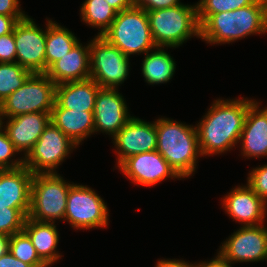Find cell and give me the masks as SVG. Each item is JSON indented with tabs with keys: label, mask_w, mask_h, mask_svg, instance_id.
<instances>
[{
	"label": "cell",
	"mask_w": 267,
	"mask_h": 267,
	"mask_svg": "<svg viewBox=\"0 0 267 267\" xmlns=\"http://www.w3.org/2000/svg\"><path fill=\"white\" fill-rule=\"evenodd\" d=\"M19 151L14 147V144L8 138L4 129L0 126V168L5 169H17L24 166V158L11 159Z\"/></svg>",
	"instance_id": "cell-31"
},
{
	"label": "cell",
	"mask_w": 267,
	"mask_h": 267,
	"mask_svg": "<svg viewBox=\"0 0 267 267\" xmlns=\"http://www.w3.org/2000/svg\"><path fill=\"white\" fill-rule=\"evenodd\" d=\"M247 185L267 204V164L248 173Z\"/></svg>",
	"instance_id": "cell-32"
},
{
	"label": "cell",
	"mask_w": 267,
	"mask_h": 267,
	"mask_svg": "<svg viewBox=\"0 0 267 267\" xmlns=\"http://www.w3.org/2000/svg\"><path fill=\"white\" fill-rule=\"evenodd\" d=\"M155 267H194V264L179 259H160Z\"/></svg>",
	"instance_id": "cell-39"
},
{
	"label": "cell",
	"mask_w": 267,
	"mask_h": 267,
	"mask_svg": "<svg viewBox=\"0 0 267 267\" xmlns=\"http://www.w3.org/2000/svg\"><path fill=\"white\" fill-rule=\"evenodd\" d=\"M16 62V45L14 31L0 36V63Z\"/></svg>",
	"instance_id": "cell-33"
},
{
	"label": "cell",
	"mask_w": 267,
	"mask_h": 267,
	"mask_svg": "<svg viewBox=\"0 0 267 267\" xmlns=\"http://www.w3.org/2000/svg\"><path fill=\"white\" fill-rule=\"evenodd\" d=\"M222 200L226 214L241 226L264 223L267 204L247 184L234 187Z\"/></svg>",
	"instance_id": "cell-16"
},
{
	"label": "cell",
	"mask_w": 267,
	"mask_h": 267,
	"mask_svg": "<svg viewBox=\"0 0 267 267\" xmlns=\"http://www.w3.org/2000/svg\"><path fill=\"white\" fill-rule=\"evenodd\" d=\"M33 175L26 166L1 170L0 204H9V208L21 209L28 216Z\"/></svg>",
	"instance_id": "cell-19"
},
{
	"label": "cell",
	"mask_w": 267,
	"mask_h": 267,
	"mask_svg": "<svg viewBox=\"0 0 267 267\" xmlns=\"http://www.w3.org/2000/svg\"><path fill=\"white\" fill-rule=\"evenodd\" d=\"M132 4H134L137 0H129Z\"/></svg>",
	"instance_id": "cell-42"
},
{
	"label": "cell",
	"mask_w": 267,
	"mask_h": 267,
	"mask_svg": "<svg viewBox=\"0 0 267 267\" xmlns=\"http://www.w3.org/2000/svg\"><path fill=\"white\" fill-rule=\"evenodd\" d=\"M147 15L156 46L177 48L191 37L200 38L197 4L147 11Z\"/></svg>",
	"instance_id": "cell-4"
},
{
	"label": "cell",
	"mask_w": 267,
	"mask_h": 267,
	"mask_svg": "<svg viewBox=\"0 0 267 267\" xmlns=\"http://www.w3.org/2000/svg\"><path fill=\"white\" fill-rule=\"evenodd\" d=\"M126 56L145 54L156 47L147 12L136 6L117 12L110 28L102 35Z\"/></svg>",
	"instance_id": "cell-5"
},
{
	"label": "cell",
	"mask_w": 267,
	"mask_h": 267,
	"mask_svg": "<svg viewBox=\"0 0 267 267\" xmlns=\"http://www.w3.org/2000/svg\"><path fill=\"white\" fill-rule=\"evenodd\" d=\"M249 98L217 99L196 124L202 156L226 153L239 143L249 106Z\"/></svg>",
	"instance_id": "cell-1"
},
{
	"label": "cell",
	"mask_w": 267,
	"mask_h": 267,
	"mask_svg": "<svg viewBox=\"0 0 267 267\" xmlns=\"http://www.w3.org/2000/svg\"><path fill=\"white\" fill-rule=\"evenodd\" d=\"M0 267H32L30 264L24 263L15 258L10 251L0 257Z\"/></svg>",
	"instance_id": "cell-37"
},
{
	"label": "cell",
	"mask_w": 267,
	"mask_h": 267,
	"mask_svg": "<svg viewBox=\"0 0 267 267\" xmlns=\"http://www.w3.org/2000/svg\"><path fill=\"white\" fill-rule=\"evenodd\" d=\"M117 167L132 183L144 187L154 186L167 178L181 179L157 150L128 157Z\"/></svg>",
	"instance_id": "cell-13"
},
{
	"label": "cell",
	"mask_w": 267,
	"mask_h": 267,
	"mask_svg": "<svg viewBox=\"0 0 267 267\" xmlns=\"http://www.w3.org/2000/svg\"><path fill=\"white\" fill-rule=\"evenodd\" d=\"M27 215L9 204H0V234L13 235L23 230Z\"/></svg>",
	"instance_id": "cell-30"
},
{
	"label": "cell",
	"mask_w": 267,
	"mask_h": 267,
	"mask_svg": "<svg viewBox=\"0 0 267 267\" xmlns=\"http://www.w3.org/2000/svg\"><path fill=\"white\" fill-rule=\"evenodd\" d=\"M6 125L0 121V126L6 132L14 147L24 152L25 157L38 141L45 127L50 122V113H27L7 118ZM4 124V125H3Z\"/></svg>",
	"instance_id": "cell-17"
},
{
	"label": "cell",
	"mask_w": 267,
	"mask_h": 267,
	"mask_svg": "<svg viewBox=\"0 0 267 267\" xmlns=\"http://www.w3.org/2000/svg\"><path fill=\"white\" fill-rule=\"evenodd\" d=\"M19 6V0H0V14L5 16H27Z\"/></svg>",
	"instance_id": "cell-35"
},
{
	"label": "cell",
	"mask_w": 267,
	"mask_h": 267,
	"mask_svg": "<svg viewBox=\"0 0 267 267\" xmlns=\"http://www.w3.org/2000/svg\"><path fill=\"white\" fill-rule=\"evenodd\" d=\"M55 98L56 84L45 73H32L0 103V121L27 113H51Z\"/></svg>",
	"instance_id": "cell-6"
},
{
	"label": "cell",
	"mask_w": 267,
	"mask_h": 267,
	"mask_svg": "<svg viewBox=\"0 0 267 267\" xmlns=\"http://www.w3.org/2000/svg\"><path fill=\"white\" fill-rule=\"evenodd\" d=\"M267 32V0H257L237 10L211 14L200 25V38L209 44H225Z\"/></svg>",
	"instance_id": "cell-2"
},
{
	"label": "cell",
	"mask_w": 267,
	"mask_h": 267,
	"mask_svg": "<svg viewBox=\"0 0 267 267\" xmlns=\"http://www.w3.org/2000/svg\"><path fill=\"white\" fill-rule=\"evenodd\" d=\"M50 121L78 146L95 133L93 112L65 109L56 101L50 113Z\"/></svg>",
	"instance_id": "cell-21"
},
{
	"label": "cell",
	"mask_w": 267,
	"mask_h": 267,
	"mask_svg": "<svg viewBox=\"0 0 267 267\" xmlns=\"http://www.w3.org/2000/svg\"><path fill=\"white\" fill-rule=\"evenodd\" d=\"M157 151L181 178L195 172L198 157L202 156L196 126L186 125L169 118L155 121Z\"/></svg>",
	"instance_id": "cell-3"
},
{
	"label": "cell",
	"mask_w": 267,
	"mask_h": 267,
	"mask_svg": "<svg viewBox=\"0 0 267 267\" xmlns=\"http://www.w3.org/2000/svg\"><path fill=\"white\" fill-rule=\"evenodd\" d=\"M55 223L39 222L26 218L23 230L30 237L39 258L48 266L62 257L57 251L59 241L58 228Z\"/></svg>",
	"instance_id": "cell-23"
},
{
	"label": "cell",
	"mask_w": 267,
	"mask_h": 267,
	"mask_svg": "<svg viewBox=\"0 0 267 267\" xmlns=\"http://www.w3.org/2000/svg\"><path fill=\"white\" fill-rule=\"evenodd\" d=\"M257 0H199L197 2L198 21L201 25L211 14L229 12L251 5Z\"/></svg>",
	"instance_id": "cell-29"
},
{
	"label": "cell",
	"mask_w": 267,
	"mask_h": 267,
	"mask_svg": "<svg viewBox=\"0 0 267 267\" xmlns=\"http://www.w3.org/2000/svg\"><path fill=\"white\" fill-rule=\"evenodd\" d=\"M94 132H102L112 138L132 118L126 100L118 89L100 88L93 110Z\"/></svg>",
	"instance_id": "cell-15"
},
{
	"label": "cell",
	"mask_w": 267,
	"mask_h": 267,
	"mask_svg": "<svg viewBox=\"0 0 267 267\" xmlns=\"http://www.w3.org/2000/svg\"><path fill=\"white\" fill-rule=\"evenodd\" d=\"M114 10L121 12L129 9L133 4L129 0H105Z\"/></svg>",
	"instance_id": "cell-40"
},
{
	"label": "cell",
	"mask_w": 267,
	"mask_h": 267,
	"mask_svg": "<svg viewBox=\"0 0 267 267\" xmlns=\"http://www.w3.org/2000/svg\"><path fill=\"white\" fill-rule=\"evenodd\" d=\"M77 146L50 121L33 148L23 157L24 166L33 174L58 173V166Z\"/></svg>",
	"instance_id": "cell-9"
},
{
	"label": "cell",
	"mask_w": 267,
	"mask_h": 267,
	"mask_svg": "<svg viewBox=\"0 0 267 267\" xmlns=\"http://www.w3.org/2000/svg\"><path fill=\"white\" fill-rule=\"evenodd\" d=\"M112 139L115 152L118 154L117 166L128 157L155 151L157 149L155 121L146 122L133 116Z\"/></svg>",
	"instance_id": "cell-14"
},
{
	"label": "cell",
	"mask_w": 267,
	"mask_h": 267,
	"mask_svg": "<svg viewBox=\"0 0 267 267\" xmlns=\"http://www.w3.org/2000/svg\"><path fill=\"white\" fill-rule=\"evenodd\" d=\"M79 42L77 37L64 26L59 25L56 21L47 19L46 24V71L57 60L64 55Z\"/></svg>",
	"instance_id": "cell-25"
},
{
	"label": "cell",
	"mask_w": 267,
	"mask_h": 267,
	"mask_svg": "<svg viewBox=\"0 0 267 267\" xmlns=\"http://www.w3.org/2000/svg\"><path fill=\"white\" fill-rule=\"evenodd\" d=\"M194 267H232L229 262L224 261L218 254L212 260L202 261L197 264L194 263Z\"/></svg>",
	"instance_id": "cell-38"
},
{
	"label": "cell",
	"mask_w": 267,
	"mask_h": 267,
	"mask_svg": "<svg viewBox=\"0 0 267 267\" xmlns=\"http://www.w3.org/2000/svg\"><path fill=\"white\" fill-rule=\"evenodd\" d=\"M26 16H5L0 14V36L14 31L16 24Z\"/></svg>",
	"instance_id": "cell-36"
},
{
	"label": "cell",
	"mask_w": 267,
	"mask_h": 267,
	"mask_svg": "<svg viewBox=\"0 0 267 267\" xmlns=\"http://www.w3.org/2000/svg\"><path fill=\"white\" fill-rule=\"evenodd\" d=\"M45 74L56 84L90 79L89 43L80 41L62 58L54 62Z\"/></svg>",
	"instance_id": "cell-20"
},
{
	"label": "cell",
	"mask_w": 267,
	"mask_h": 267,
	"mask_svg": "<svg viewBox=\"0 0 267 267\" xmlns=\"http://www.w3.org/2000/svg\"><path fill=\"white\" fill-rule=\"evenodd\" d=\"M100 88L91 78L58 84L56 85L55 101L65 109L93 112Z\"/></svg>",
	"instance_id": "cell-22"
},
{
	"label": "cell",
	"mask_w": 267,
	"mask_h": 267,
	"mask_svg": "<svg viewBox=\"0 0 267 267\" xmlns=\"http://www.w3.org/2000/svg\"><path fill=\"white\" fill-rule=\"evenodd\" d=\"M90 78L101 88L118 89L129 75V59L104 37L95 36L89 42Z\"/></svg>",
	"instance_id": "cell-8"
},
{
	"label": "cell",
	"mask_w": 267,
	"mask_h": 267,
	"mask_svg": "<svg viewBox=\"0 0 267 267\" xmlns=\"http://www.w3.org/2000/svg\"><path fill=\"white\" fill-rule=\"evenodd\" d=\"M16 62L32 73L46 72V28L40 29L30 16L20 20L14 28Z\"/></svg>",
	"instance_id": "cell-12"
},
{
	"label": "cell",
	"mask_w": 267,
	"mask_h": 267,
	"mask_svg": "<svg viewBox=\"0 0 267 267\" xmlns=\"http://www.w3.org/2000/svg\"><path fill=\"white\" fill-rule=\"evenodd\" d=\"M108 217L106 203L95 190L86 185L72 183L67 195L64 221L77 230L103 229L108 226Z\"/></svg>",
	"instance_id": "cell-10"
},
{
	"label": "cell",
	"mask_w": 267,
	"mask_h": 267,
	"mask_svg": "<svg viewBox=\"0 0 267 267\" xmlns=\"http://www.w3.org/2000/svg\"><path fill=\"white\" fill-rule=\"evenodd\" d=\"M9 251L15 258L32 267H48L37 255L30 237L24 230L10 236Z\"/></svg>",
	"instance_id": "cell-28"
},
{
	"label": "cell",
	"mask_w": 267,
	"mask_h": 267,
	"mask_svg": "<svg viewBox=\"0 0 267 267\" xmlns=\"http://www.w3.org/2000/svg\"><path fill=\"white\" fill-rule=\"evenodd\" d=\"M165 47L156 46L145 53L142 61V75L149 85L169 82L175 73L176 63L173 57L164 50Z\"/></svg>",
	"instance_id": "cell-24"
},
{
	"label": "cell",
	"mask_w": 267,
	"mask_h": 267,
	"mask_svg": "<svg viewBox=\"0 0 267 267\" xmlns=\"http://www.w3.org/2000/svg\"><path fill=\"white\" fill-rule=\"evenodd\" d=\"M81 21L92 28H98L97 36H102L113 23L117 11L105 0H85L80 8Z\"/></svg>",
	"instance_id": "cell-26"
},
{
	"label": "cell",
	"mask_w": 267,
	"mask_h": 267,
	"mask_svg": "<svg viewBox=\"0 0 267 267\" xmlns=\"http://www.w3.org/2000/svg\"><path fill=\"white\" fill-rule=\"evenodd\" d=\"M31 74L17 62L0 63V103L20 88Z\"/></svg>",
	"instance_id": "cell-27"
},
{
	"label": "cell",
	"mask_w": 267,
	"mask_h": 267,
	"mask_svg": "<svg viewBox=\"0 0 267 267\" xmlns=\"http://www.w3.org/2000/svg\"><path fill=\"white\" fill-rule=\"evenodd\" d=\"M259 104L255 100L249 106L239 139L241 155L248 159L267 157V107Z\"/></svg>",
	"instance_id": "cell-18"
},
{
	"label": "cell",
	"mask_w": 267,
	"mask_h": 267,
	"mask_svg": "<svg viewBox=\"0 0 267 267\" xmlns=\"http://www.w3.org/2000/svg\"><path fill=\"white\" fill-rule=\"evenodd\" d=\"M217 253L231 265L267 260V227L264 224L243 226L222 243Z\"/></svg>",
	"instance_id": "cell-11"
},
{
	"label": "cell",
	"mask_w": 267,
	"mask_h": 267,
	"mask_svg": "<svg viewBox=\"0 0 267 267\" xmlns=\"http://www.w3.org/2000/svg\"><path fill=\"white\" fill-rule=\"evenodd\" d=\"M70 182L58 173L34 174L28 218L39 222L64 221ZM56 219V220H55Z\"/></svg>",
	"instance_id": "cell-7"
},
{
	"label": "cell",
	"mask_w": 267,
	"mask_h": 267,
	"mask_svg": "<svg viewBox=\"0 0 267 267\" xmlns=\"http://www.w3.org/2000/svg\"><path fill=\"white\" fill-rule=\"evenodd\" d=\"M180 0H137L133 6L139 7L147 11L157 9H166L177 5H182Z\"/></svg>",
	"instance_id": "cell-34"
},
{
	"label": "cell",
	"mask_w": 267,
	"mask_h": 267,
	"mask_svg": "<svg viewBox=\"0 0 267 267\" xmlns=\"http://www.w3.org/2000/svg\"><path fill=\"white\" fill-rule=\"evenodd\" d=\"M9 242V235L0 234V257L5 255L9 251Z\"/></svg>",
	"instance_id": "cell-41"
}]
</instances>
